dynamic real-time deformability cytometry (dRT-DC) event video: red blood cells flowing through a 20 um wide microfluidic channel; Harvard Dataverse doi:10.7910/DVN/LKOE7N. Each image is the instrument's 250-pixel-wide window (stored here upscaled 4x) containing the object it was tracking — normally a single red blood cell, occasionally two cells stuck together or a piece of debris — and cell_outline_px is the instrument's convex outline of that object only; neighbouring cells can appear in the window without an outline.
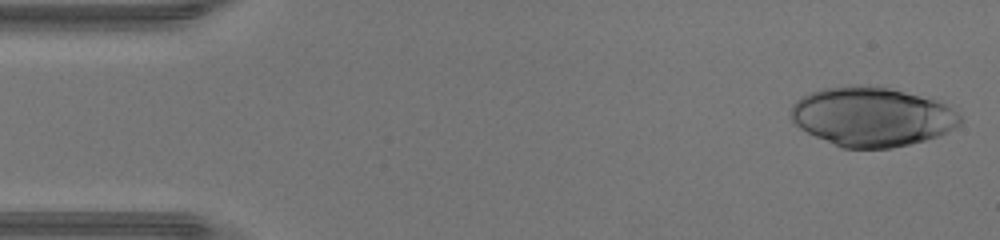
{"species": "human", "species_latin": "Homo sapiens", "temperature_condition": "warm", "stored_images_in_passage": 45, "camera_frame_rate_fps": 3000, "um_per_image_px": 0.085, "donor": {"sex": "male"}, "frame": {"image": 1, "passage_image": 1, "time_ms": 0.0, "image_size_px": [1000, 240], "cell_outline_px": [[964, 120], [960, 124], [948, 132], [924, 140], [892, 148], [840, 148], [800, 128], [792, 120], [792, 104], [800, 96], [824, 88], [888, 88], [940, 100], [952, 104]], "centroid_in_image_um": [74.19, 9.95], "position_along_channel_um": 10.8, "area_um2": 57.86}}
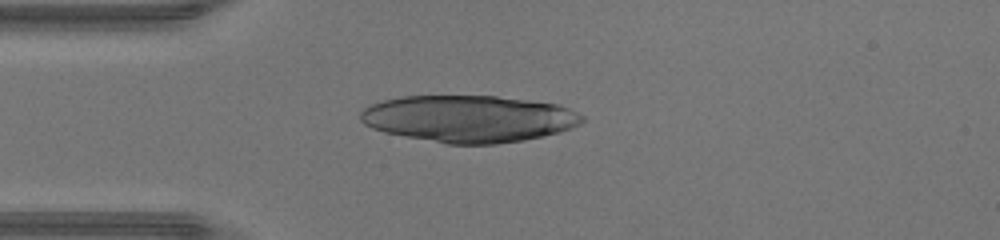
{"frame": {"image": 2, "passage_image": 11, "time_ms": 3.333, "image_size_px": [1000, 240], "cell_outline_px": [[584, 120], [580, 124], [560, 132], [544, 136], [524, 140], [496, 144], [448, 144], [384, 132], [372, 128], [364, 124], [360, 120], [360, 112], [364, 108], [372, 104], [384, 100], [400, 96], [496, 96], [528, 100], [556, 104], [568, 108], [584, 116]], "centroid_in_image_um": [39.85, 10.09], "position_along_channel_um": 45.2, "area_um2": 60.52}}